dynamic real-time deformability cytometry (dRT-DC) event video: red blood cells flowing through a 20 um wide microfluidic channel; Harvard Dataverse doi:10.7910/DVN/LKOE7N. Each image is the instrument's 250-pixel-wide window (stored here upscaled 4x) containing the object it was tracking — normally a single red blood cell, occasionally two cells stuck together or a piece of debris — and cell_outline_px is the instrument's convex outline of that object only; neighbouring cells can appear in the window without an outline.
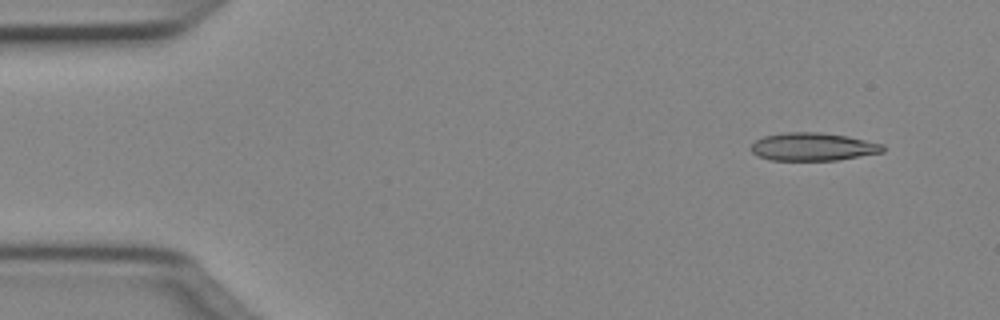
{"species": "Egyptian fruit bat (a non-hibernating species)", "species_latin": "Rousettus aegyptiacus", "temperature_condition": "cold", "stored_images_in_passage": 46, "camera_frame_rate_fps": 3000, "um_per_image_px": 0.085, "animal": {"sex": "female"}, "frame": {"image": 1, "passage_image": 1, "time_ms": 0.0, "image_size_px": [1000, 320], "cell_outline_px": [[884, 152], [836, 160], [768, 160], [756, 156], [748, 148], [756, 140], [764, 136], [784, 132], [820, 132], [848, 136], [884, 144]], "centroid_in_image_um": [69.07, 12.47], "position_along_channel_um": 15.9, "area_um2": 21.68}}
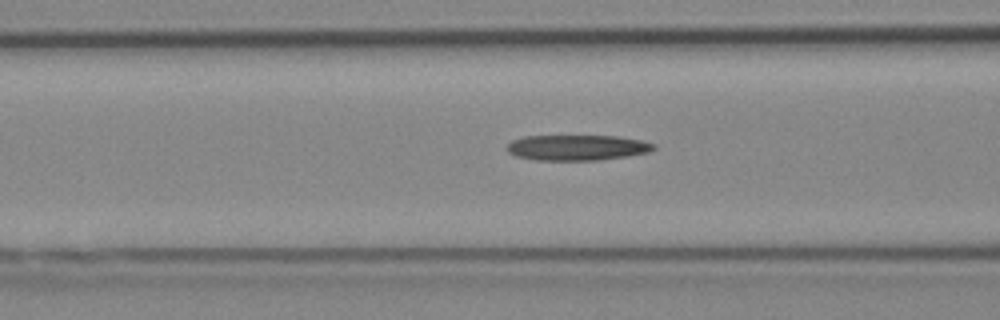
{"frame": {"image": 2, "passage_image": 16, "time_ms": 5.0, "image_size_px": [1000, 320], "cell_outline_px": [[656, 148], [648, 152], [628, 156], [600, 160], [536, 160], [516, 156], [508, 152], [504, 148], [512, 140], [524, 136], [616, 136], [640, 140], [656, 144]], "centroid_in_image_um": [49.04, 12.55], "position_along_channel_um": 117.6, "area_um2": 21.91}}
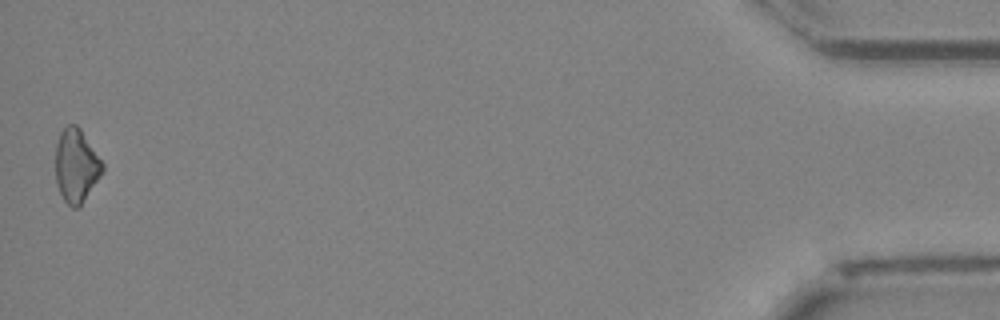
{"frame": {"image": 3, "passage_image": 46, "time_ms": 15.0, "image_size_px": [1000, 320], "cell_outline_px": [[104, 168], [100, 176], [80, 208], [72, 208], [64, 200], [56, 184], [56, 144], [60, 132], [68, 124], [76, 124], [80, 128], [104, 164]], "centroid_in_image_um": [6.48, 14.1], "position_along_channel_um": 428.7, "area_um2": 20.11}}